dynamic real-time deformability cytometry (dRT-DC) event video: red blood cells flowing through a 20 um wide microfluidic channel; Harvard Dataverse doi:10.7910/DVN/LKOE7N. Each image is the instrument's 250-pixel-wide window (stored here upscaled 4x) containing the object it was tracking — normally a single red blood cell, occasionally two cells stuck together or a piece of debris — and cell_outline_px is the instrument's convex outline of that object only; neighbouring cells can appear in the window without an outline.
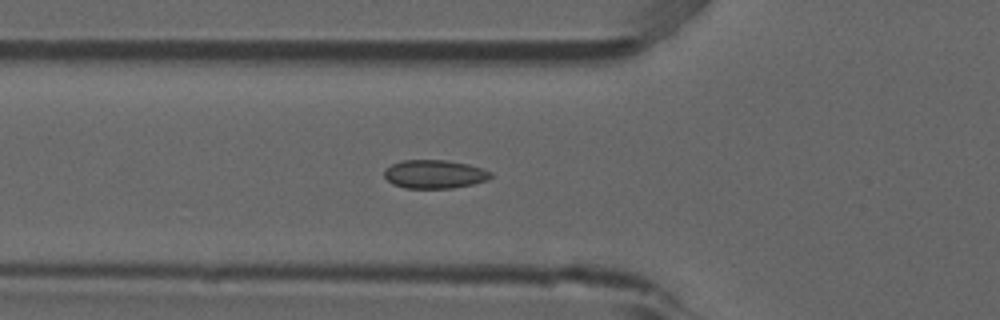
{"species": "common noctule bat (a hibernating species)", "species_latin": "Nyctalus noctula", "temperature_condition": "room temperature", "stored_images_in_passage": 53, "camera_frame_rate_fps": 3000, "um_per_image_px": 0.085, "animal": {"sex": "male", "forearm_length_mm": 52.5}, "frame": {"image": 1, "passage_image": 18, "time_ms": 5.667, "image_size_px": [1000, 320], "cell_outline_px": [[492, 176], [488, 180], [472, 184], [452, 188], [404, 188], [392, 184], [384, 176], [384, 168], [400, 160], [448, 160], [468, 164], [492, 172]], "centroid_in_image_um": [36.91, 14.8], "position_along_channel_um": 88.9, "area_um2": 17.8}}
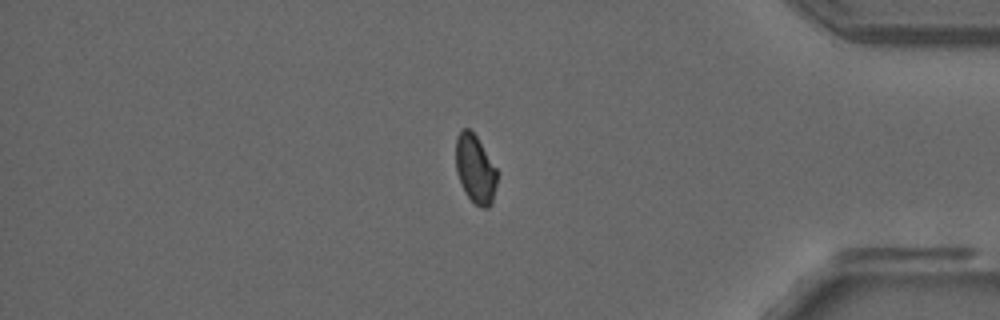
{"frame": {"image": 2, "passage_image": 44, "time_ms": 14.333, "image_size_px": [1000, 320], "cell_outline_px": [[496, 184], [492, 204], [488, 208], [484, 208], [476, 204], [468, 196], [456, 172], [456, 136], [464, 128], [468, 128], [476, 136], [496, 168]], "centroid_in_image_um": [40.39, 14.36], "position_along_channel_um": 394.8, "area_um2": 16.07}}
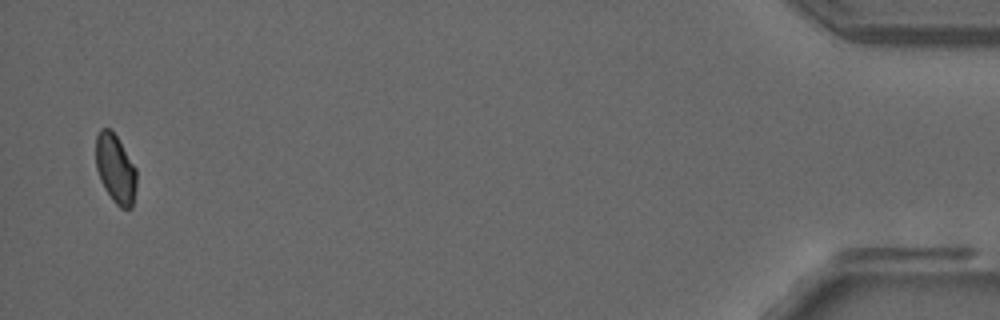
{"frame": {"image": 3, "passage_image": 51, "time_ms": 16.667, "image_size_px": [1000, 320], "cell_outline_px": [[136, 188], [132, 208], [120, 208], [112, 200], [104, 188], [100, 180], [96, 168], [96, 136], [100, 128], [112, 128], [136, 168]], "centroid_in_image_um": [9.81, 14.33], "position_along_channel_um": 425.4, "area_um2": 16.53}}